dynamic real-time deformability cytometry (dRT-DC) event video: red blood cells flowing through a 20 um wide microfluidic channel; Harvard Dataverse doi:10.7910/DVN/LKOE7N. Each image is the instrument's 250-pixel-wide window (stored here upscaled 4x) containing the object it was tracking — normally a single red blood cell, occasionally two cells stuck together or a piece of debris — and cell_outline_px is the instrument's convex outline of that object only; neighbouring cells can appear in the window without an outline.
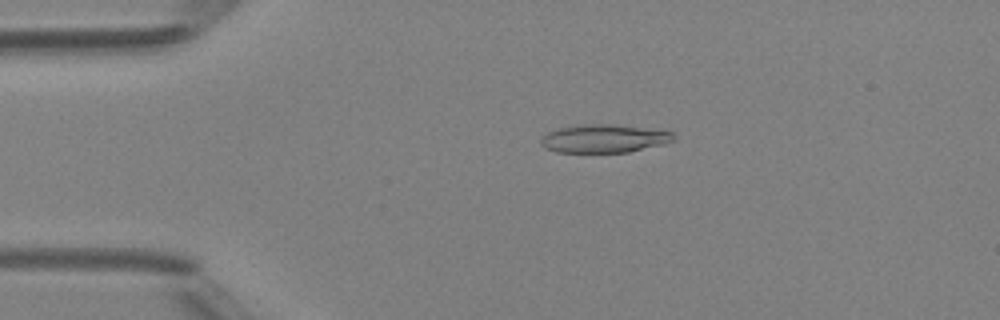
{"species": "Egyptian fruit bat (a non-hibernating species)", "species_latin": "Rousettus aegyptiacus", "temperature_condition": "room temperature", "stored_images_in_passage": 29, "camera_frame_rate_fps": 3000, "um_per_image_px": 0.085, "animal": {"sex": "female"}, "frame": {"image": 1, "passage_image": 1, "time_ms": 0.0, "image_size_px": [1000, 320], "cell_outline_px": [[676, 136], [672, 140], [664, 144], [628, 152], [556, 152], [544, 148], [540, 144], [540, 140], [548, 132], [560, 128], [580, 124], [616, 124], [660, 128], [672, 132]], "centroid_in_image_um": [51.4, 11.76], "position_along_channel_um": 33.6, "area_um2": 22.2}}
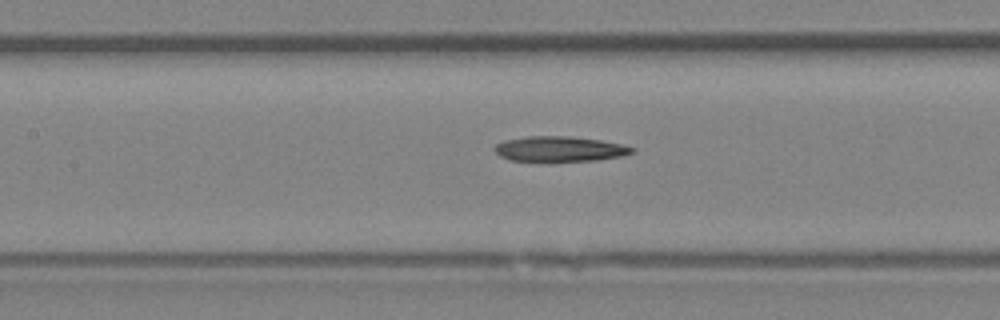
{"frame": {"image": 2, "passage_image": 13, "time_ms": 4.0, "image_size_px": [1000, 320], "cell_outline_px": [[636, 148], [632, 152], [620, 156], [596, 160], [512, 160], [500, 156], [492, 148], [496, 144], [504, 140], [528, 136], [568, 136], [600, 140], [624, 144]], "centroid_in_image_um": [47.57, 12.64], "position_along_channel_um": 159.8, "area_um2": 19.83}}
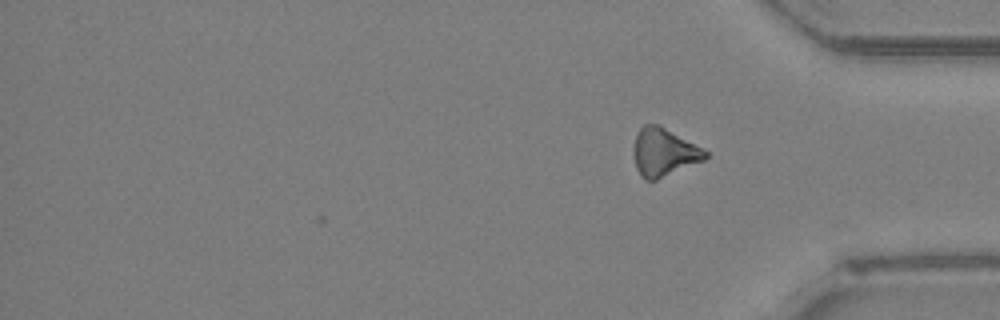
{"frame": {"image": 3, "passage_image": 29, "time_ms": 9.333, "image_size_px": [1000, 320], "cell_outline_px": [[708, 156], [704, 160], [656, 180], [644, 180], [640, 176], [636, 168], [632, 152], [632, 148], [636, 136], [640, 128], [644, 124], [660, 124], [708, 152]], "centroid_in_image_um": [56.38, 12.94], "position_along_channel_um": 378.8, "area_um2": 20.11}, "authors_computed_cell_mechanics": {"area_um2": 20.4612, "velocity_mm_per_s": 4.2244, "shape_relaxation_time_tau1_ms": 8.1021, "shape_relaxation_time_tau2_ms": null, "deformation_change_tau1": 0.1353, "deformation_change_tau2": null}}